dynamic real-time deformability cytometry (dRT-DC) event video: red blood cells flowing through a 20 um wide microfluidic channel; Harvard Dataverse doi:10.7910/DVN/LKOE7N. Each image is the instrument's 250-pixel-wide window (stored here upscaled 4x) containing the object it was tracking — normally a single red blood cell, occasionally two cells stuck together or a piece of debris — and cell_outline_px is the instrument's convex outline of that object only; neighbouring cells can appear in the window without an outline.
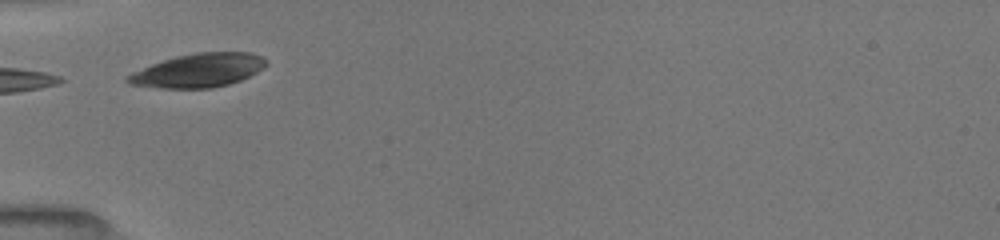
{"species": "common noctule bat (a hibernating species)", "species_latin": "Nyctalus noctula", "temperature_condition": "room temperature", "stored_images_in_passage": 15, "camera_frame_rate_fps": 3000, "um_per_image_px": 0.085, "animal": {"sex": "female", "body_mass_g": 19.5, "forearm_length_mm": 54.1}, "frame": {"image": 1, "passage_image": 1, "time_ms": 0.0, "image_size_px": [1000, 240], "cell_outline_px": [[268, 60], [264, 68], [240, 80], [228, 84], [212, 88], [156, 88], [128, 84], [124, 80], [124, 76], [132, 72], [152, 64], [176, 56], [196, 52], [252, 52]], "centroid_in_image_um": [16.83, 5.99], "position_along_channel_um": 68.2, "area_um2": 27.28}}